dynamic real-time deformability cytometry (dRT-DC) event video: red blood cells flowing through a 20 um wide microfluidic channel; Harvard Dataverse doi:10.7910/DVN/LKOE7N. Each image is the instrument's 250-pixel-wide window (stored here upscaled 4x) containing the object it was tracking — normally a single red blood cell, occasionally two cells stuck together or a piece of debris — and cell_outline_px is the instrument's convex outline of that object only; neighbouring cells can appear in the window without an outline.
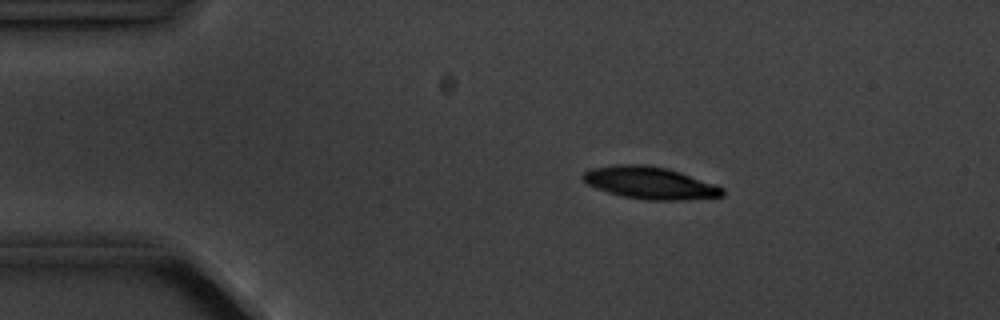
{"species": "common noctule bat (a hibernating species)", "species_latin": "Nyctalus noctula", "temperature_condition": "cold", "stored_images_in_passage": 5, "camera_frame_rate_fps": 3000, "um_per_image_px": 0.085, "animal": {"sex": "male", "body_mass_g": 20.1, "forearm_length_mm": 53.5}, "frame": {"image": 1, "passage_image": 3, "time_ms": 2.667, "image_size_px": [1000, 320], "cell_outline_px": [[724, 196], [684, 200], [648, 200], [620, 196], [596, 188], [588, 184], [580, 176], [584, 172], [592, 168], [616, 164], [644, 164], [668, 168], [716, 184], [724, 188]], "centroid_in_image_um": [55.26, 15.54], "position_along_channel_um": 29.7, "area_um2": 26.36}}